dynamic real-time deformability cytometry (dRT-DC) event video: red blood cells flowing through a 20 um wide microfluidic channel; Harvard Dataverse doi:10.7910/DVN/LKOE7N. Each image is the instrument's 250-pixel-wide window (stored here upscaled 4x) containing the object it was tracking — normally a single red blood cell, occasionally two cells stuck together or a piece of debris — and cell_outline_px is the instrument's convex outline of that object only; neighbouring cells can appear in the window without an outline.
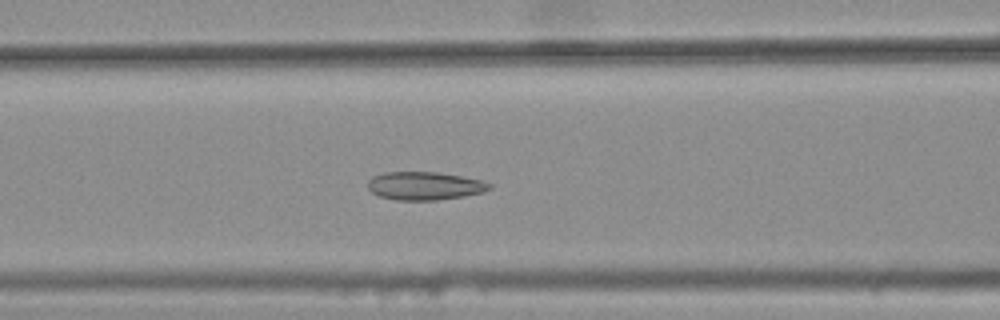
{"species": "common noctule bat (a hibernating species)", "species_latin": "Nyctalus noctula", "temperature_condition": "warm", "stored_images_in_passage": 40, "camera_frame_rate_fps": 3000, "um_per_image_px": 0.085, "animal": {"sex": "female", "body_mass_g": 25.1}, "frame": {"image": 1, "passage_image": 17, "time_ms": 5.333, "image_size_px": [1000, 320], "cell_outline_px": [[492, 188], [484, 192], [464, 196], [436, 200], [396, 200], [380, 196], [372, 192], [368, 188], [368, 180], [372, 176], [384, 172], [436, 172], [460, 176], [480, 180], [492, 184]], "centroid_in_image_um": [36.09, 15.8], "position_along_channel_um": 130.5, "area_um2": 19.94}}
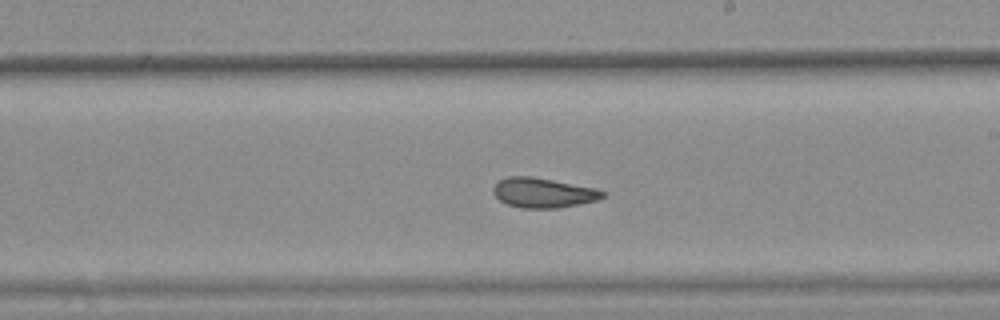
{"frame": {"image": 2, "passage_image": 26, "time_ms": 8.333, "image_size_px": [1000, 320], "cell_outline_px": [[608, 192], [604, 196], [596, 200], [556, 208], [524, 208], [508, 204], [500, 200], [492, 192], [492, 188], [500, 180], [508, 176], [528, 176], [552, 180], [596, 188]], "centroid_in_image_um": [46.17, 16.38], "position_along_channel_um": 242.8, "area_um2": 18.73}}
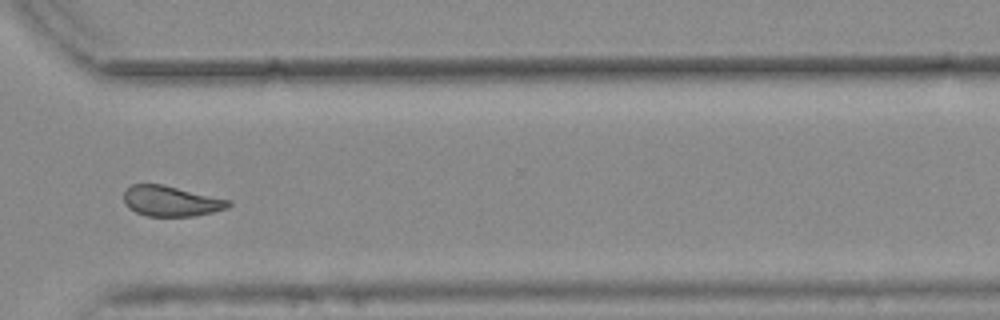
{"frame": {"image": 3, "passage_image": 35, "time_ms": 11.333, "image_size_px": [1000, 320], "cell_outline_px": [[232, 204], [228, 208], [212, 212], [192, 216], [148, 216], [136, 212], [128, 208], [124, 200], [124, 192], [132, 184], [160, 184], [232, 200]], "centroid_in_image_um": [14.55, 17.1], "position_along_channel_um": 356.0, "area_um2": 18.44}, "authors_computed_cell_mechanics": {"area_um2": 19.6809, "velocity_mm_per_s": 3.7532, "shape_relaxation_time_tau1_ms": null, "shape_relaxation_time_tau2_ms": 2.1087, "deformation_change_tau1": null, "deformation_change_tau2": 0.0763}}